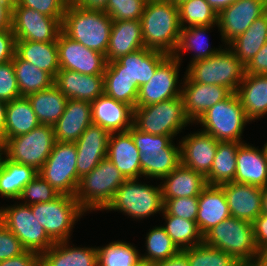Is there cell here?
I'll return each mask as SVG.
<instances>
[{
    "mask_svg": "<svg viewBox=\"0 0 267 266\" xmlns=\"http://www.w3.org/2000/svg\"><path fill=\"white\" fill-rule=\"evenodd\" d=\"M110 133L103 127L89 125L75 142L77 150V176L90 173L103 159L107 157L108 139Z\"/></svg>",
    "mask_w": 267,
    "mask_h": 266,
    "instance_id": "obj_21",
    "label": "cell"
},
{
    "mask_svg": "<svg viewBox=\"0 0 267 266\" xmlns=\"http://www.w3.org/2000/svg\"><path fill=\"white\" fill-rule=\"evenodd\" d=\"M262 213H267V186L262 191Z\"/></svg>",
    "mask_w": 267,
    "mask_h": 266,
    "instance_id": "obj_63",
    "label": "cell"
},
{
    "mask_svg": "<svg viewBox=\"0 0 267 266\" xmlns=\"http://www.w3.org/2000/svg\"><path fill=\"white\" fill-rule=\"evenodd\" d=\"M264 150H265V152H266V155H267V142H266V144H264Z\"/></svg>",
    "mask_w": 267,
    "mask_h": 266,
    "instance_id": "obj_69",
    "label": "cell"
},
{
    "mask_svg": "<svg viewBox=\"0 0 267 266\" xmlns=\"http://www.w3.org/2000/svg\"><path fill=\"white\" fill-rule=\"evenodd\" d=\"M225 49L189 64L186 76L192 82L224 86L236 92L243 81L245 66L229 47Z\"/></svg>",
    "mask_w": 267,
    "mask_h": 266,
    "instance_id": "obj_6",
    "label": "cell"
},
{
    "mask_svg": "<svg viewBox=\"0 0 267 266\" xmlns=\"http://www.w3.org/2000/svg\"><path fill=\"white\" fill-rule=\"evenodd\" d=\"M60 69H67L86 75H104L107 60L104 54L86 48L62 31L57 38Z\"/></svg>",
    "mask_w": 267,
    "mask_h": 266,
    "instance_id": "obj_16",
    "label": "cell"
},
{
    "mask_svg": "<svg viewBox=\"0 0 267 266\" xmlns=\"http://www.w3.org/2000/svg\"><path fill=\"white\" fill-rule=\"evenodd\" d=\"M244 142H219L210 169L205 177L207 185L221 186L234 181L236 173V154Z\"/></svg>",
    "mask_w": 267,
    "mask_h": 266,
    "instance_id": "obj_37",
    "label": "cell"
},
{
    "mask_svg": "<svg viewBox=\"0 0 267 266\" xmlns=\"http://www.w3.org/2000/svg\"><path fill=\"white\" fill-rule=\"evenodd\" d=\"M112 23L104 10L84 9L69 2L61 28L69 38L105 55Z\"/></svg>",
    "mask_w": 267,
    "mask_h": 266,
    "instance_id": "obj_2",
    "label": "cell"
},
{
    "mask_svg": "<svg viewBox=\"0 0 267 266\" xmlns=\"http://www.w3.org/2000/svg\"><path fill=\"white\" fill-rule=\"evenodd\" d=\"M41 125L54 126L62 116L67 97L53 84L51 87L26 96Z\"/></svg>",
    "mask_w": 267,
    "mask_h": 266,
    "instance_id": "obj_34",
    "label": "cell"
},
{
    "mask_svg": "<svg viewBox=\"0 0 267 266\" xmlns=\"http://www.w3.org/2000/svg\"><path fill=\"white\" fill-rule=\"evenodd\" d=\"M126 180L116 166L105 158L80 178L74 197L85 212L105 210Z\"/></svg>",
    "mask_w": 267,
    "mask_h": 266,
    "instance_id": "obj_4",
    "label": "cell"
},
{
    "mask_svg": "<svg viewBox=\"0 0 267 266\" xmlns=\"http://www.w3.org/2000/svg\"><path fill=\"white\" fill-rule=\"evenodd\" d=\"M62 19H55L28 7L12 6L11 29L16 40L57 41Z\"/></svg>",
    "mask_w": 267,
    "mask_h": 266,
    "instance_id": "obj_14",
    "label": "cell"
},
{
    "mask_svg": "<svg viewBox=\"0 0 267 266\" xmlns=\"http://www.w3.org/2000/svg\"><path fill=\"white\" fill-rule=\"evenodd\" d=\"M184 79V85L181 86V97L184 111L191 123L198 121L209 108L232 94L224 86L192 82L186 75Z\"/></svg>",
    "mask_w": 267,
    "mask_h": 266,
    "instance_id": "obj_19",
    "label": "cell"
},
{
    "mask_svg": "<svg viewBox=\"0 0 267 266\" xmlns=\"http://www.w3.org/2000/svg\"><path fill=\"white\" fill-rule=\"evenodd\" d=\"M213 26L214 25H204L181 28L178 44L172 56L180 61L182 60L181 52L189 50L196 51L195 55H193L194 57L190 61L191 64L218 53L221 49L209 48L207 40L204 39L206 32ZM204 40H206V42H204Z\"/></svg>",
    "mask_w": 267,
    "mask_h": 266,
    "instance_id": "obj_40",
    "label": "cell"
},
{
    "mask_svg": "<svg viewBox=\"0 0 267 266\" xmlns=\"http://www.w3.org/2000/svg\"><path fill=\"white\" fill-rule=\"evenodd\" d=\"M173 4H175L176 6H179L181 3H184L186 1L189 0H170Z\"/></svg>",
    "mask_w": 267,
    "mask_h": 266,
    "instance_id": "obj_66",
    "label": "cell"
},
{
    "mask_svg": "<svg viewBox=\"0 0 267 266\" xmlns=\"http://www.w3.org/2000/svg\"><path fill=\"white\" fill-rule=\"evenodd\" d=\"M126 179H139L141 175L140 152L132 135L127 132L110 133L107 157Z\"/></svg>",
    "mask_w": 267,
    "mask_h": 266,
    "instance_id": "obj_25",
    "label": "cell"
},
{
    "mask_svg": "<svg viewBox=\"0 0 267 266\" xmlns=\"http://www.w3.org/2000/svg\"><path fill=\"white\" fill-rule=\"evenodd\" d=\"M140 152L141 175L162 180L180 163V146L172 143L168 135L142 132L134 125L128 130Z\"/></svg>",
    "mask_w": 267,
    "mask_h": 266,
    "instance_id": "obj_3",
    "label": "cell"
},
{
    "mask_svg": "<svg viewBox=\"0 0 267 266\" xmlns=\"http://www.w3.org/2000/svg\"><path fill=\"white\" fill-rule=\"evenodd\" d=\"M220 187L225 193L231 217L252 223L261 215L263 188L236 182Z\"/></svg>",
    "mask_w": 267,
    "mask_h": 266,
    "instance_id": "obj_23",
    "label": "cell"
},
{
    "mask_svg": "<svg viewBox=\"0 0 267 266\" xmlns=\"http://www.w3.org/2000/svg\"><path fill=\"white\" fill-rule=\"evenodd\" d=\"M7 103L0 100V140L5 142V119Z\"/></svg>",
    "mask_w": 267,
    "mask_h": 266,
    "instance_id": "obj_61",
    "label": "cell"
},
{
    "mask_svg": "<svg viewBox=\"0 0 267 266\" xmlns=\"http://www.w3.org/2000/svg\"><path fill=\"white\" fill-rule=\"evenodd\" d=\"M12 6L3 0H0V31L12 30Z\"/></svg>",
    "mask_w": 267,
    "mask_h": 266,
    "instance_id": "obj_57",
    "label": "cell"
},
{
    "mask_svg": "<svg viewBox=\"0 0 267 266\" xmlns=\"http://www.w3.org/2000/svg\"><path fill=\"white\" fill-rule=\"evenodd\" d=\"M253 266H267V256L264 253H260L252 262Z\"/></svg>",
    "mask_w": 267,
    "mask_h": 266,
    "instance_id": "obj_62",
    "label": "cell"
},
{
    "mask_svg": "<svg viewBox=\"0 0 267 266\" xmlns=\"http://www.w3.org/2000/svg\"><path fill=\"white\" fill-rule=\"evenodd\" d=\"M146 248L148 253L142 255L141 260L153 264L167 260L180 251L162 226L154 227L147 233Z\"/></svg>",
    "mask_w": 267,
    "mask_h": 266,
    "instance_id": "obj_43",
    "label": "cell"
},
{
    "mask_svg": "<svg viewBox=\"0 0 267 266\" xmlns=\"http://www.w3.org/2000/svg\"><path fill=\"white\" fill-rule=\"evenodd\" d=\"M68 242H55L41 255V266H97V247H70Z\"/></svg>",
    "mask_w": 267,
    "mask_h": 266,
    "instance_id": "obj_33",
    "label": "cell"
},
{
    "mask_svg": "<svg viewBox=\"0 0 267 266\" xmlns=\"http://www.w3.org/2000/svg\"><path fill=\"white\" fill-rule=\"evenodd\" d=\"M245 73L267 75V43L263 45L254 58L245 66Z\"/></svg>",
    "mask_w": 267,
    "mask_h": 266,
    "instance_id": "obj_55",
    "label": "cell"
},
{
    "mask_svg": "<svg viewBox=\"0 0 267 266\" xmlns=\"http://www.w3.org/2000/svg\"><path fill=\"white\" fill-rule=\"evenodd\" d=\"M16 51V39L12 30L0 31V64L11 61Z\"/></svg>",
    "mask_w": 267,
    "mask_h": 266,
    "instance_id": "obj_53",
    "label": "cell"
},
{
    "mask_svg": "<svg viewBox=\"0 0 267 266\" xmlns=\"http://www.w3.org/2000/svg\"><path fill=\"white\" fill-rule=\"evenodd\" d=\"M211 8L218 14L220 11L233 4L237 0H205Z\"/></svg>",
    "mask_w": 267,
    "mask_h": 266,
    "instance_id": "obj_60",
    "label": "cell"
},
{
    "mask_svg": "<svg viewBox=\"0 0 267 266\" xmlns=\"http://www.w3.org/2000/svg\"><path fill=\"white\" fill-rule=\"evenodd\" d=\"M0 266H41V255L25 251L19 256L0 261Z\"/></svg>",
    "mask_w": 267,
    "mask_h": 266,
    "instance_id": "obj_56",
    "label": "cell"
},
{
    "mask_svg": "<svg viewBox=\"0 0 267 266\" xmlns=\"http://www.w3.org/2000/svg\"><path fill=\"white\" fill-rule=\"evenodd\" d=\"M197 227L202 235L231 217L227 199L220 186L207 185L198 197Z\"/></svg>",
    "mask_w": 267,
    "mask_h": 266,
    "instance_id": "obj_28",
    "label": "cell"
},
{
    "mask_svg": "<svg viewBox=\"0 0 267 266\" xmlns=\"http://www.w3.org/2000/svg\"><path fill=\"white\" fill-rule=\"evenodd\" d=\"M236 173L233 182L255 185L261 188L267 186V155L262 150L242 143L236 154Z\"/></svg>",
    "mask_w": 267,
    "mask_h": 266,
    "instance_id": "obj_27",
    "label": "cell"
},
{
    "mask_svg": "<svg viewBox=\"0 0 267 266\" xmlns=\"http://www.w3.org/2000/svg\"><path fill=\"white\" fill-rule=\"evenodd\" d=\"M202 125L203 132L212 135L219 142H243L241 136L246 123L251 122L236 94L209 108L196 121Z\"/></svg>",
    "mask_w": 267,
    "mask_h": 266,
    "instance_id": "obj_8",
    "label": "cell"
},
{
    "mask_svg": "<svg viewBox=\"0 0 267 266\" xmlns=\"http://www.w3.org/2000/svg\"><path fill=\"white\" fill-rule=\"evenodd\" d=\"M178 10L181 28L217 24L218 14L205 0L186 1L178 6Z\"/></svg>",
    "mask_w": 267,
    "mask_h": 266,
    "instance_id": "obj_44",
    "label": "cell"
},
{
    "mask_svg": "<svg viewBox=\"0 0 267 266\" xmlns=\"http://www.w3.org/2000/svg\"><path fill=\"white\" fill-rule=\"evenodd\" d=\"M267 41V12L253 21L250 27L234 38L229 49L246 66ZM231 47V48H230Z\"/></svg>",
    "mask_w": 267,
    "mask_h": 266,
    "instance_id": "obj_35",
    "label": "cell"
},
{
    "mask_svg": "<svg viewBox=\"0 0 267 266\" xmlns=\"http://www.w3.org/2000/svg\"><path fill=\"white\" fill-rule=\"evenodd\" d=\"M3 154L5 155V143L4 141L0 140V167L4 159V157H2Z\"/></svg>",
    "mask_w": 267,
    "mask_h": 266,
    "instance_id": "obj_64",
    "label": "cell"
},
{
    "mask_svg": "<svg viewBox=\"0 0 267 266\" xmlns=\"http://www.w3.org/2000/svg\"><path fill=\"white\" fill-rule=\"evenodd\" d=\"M56 140L53 126L39 125L32 131L7 139L6 158L39 171L52 152Z\"/></svg>",
    "mask_w": 267,
    "mask_h": 266,
    "instance_id": "obj_10",
    "label": "cell"
},
{
    "mask_svg": "<svg viewBox=\"0 0 267 266\" xmlns=\"http://www.w3.org/2000/svg\"><path fill=\"white\" fill-rule=\"evenodd\" d=\"M76 166L75 143L56 141L51 154L38 171V175L60 194L75 196L80 181Z\"/></svg>",
    "mask_w": 267,
    "mask_h": 266,
    "instance_id": "obj_13",
    "label": "cell"
},
{
    "mask_svg": "<svg viewBox=\"0 0 267 266\" xmlns=\"http://www.w3.org/2000/svg\"><path fill=\"white\" fill-rule=\"evenodd\" d=\"M166 225L162 226L180 251L203 243L196 221H189L162 211Z\"/></svg>",
    "mask_w": 267,
    "mask_h": 266,
    "instance_id": "obj_41",
    "label": "cell"
},
{
    "mask_svg": "<svg viewBox=\"0 0 267 266\" xmlns=\"http://www.w3.org/2000/svg\"><path fill=\"white\" fill-rule=\"evenodd\" d=\"M15 53L22 60L48 72L54 79L60 70L57 41L16 40Z\"/></svg>",
    "mask_w": 267,
    "mask_h": 266,
    "instance_id": "obj_32",
    "label": "cell"
},
{
    "mask_svg": "<svg viewBox=\"0 0 267 266\" xmlns=\"http://www.w3.org/2000/svg\"><path fill=\"white\" fill-rule=\"evenodd\" d=\"M33 215L54 242L69 241L75 221L84 210L74 196L60 194L52 201L30 206Z\"/></svg>",
    "mask_w": 267,
    "mask_h": 266,
    "instance_id": "obj_9",
    "label": "cell"
},
{
    "mask_svg": "<svg viewBox=\"0 0 267 266\" xmlns=\"http://www.w3.org/2000/svg\"><path fill=\"white\" fill-rule=\"evenodd\" d=\"M40 125L26 96L7 103L5 119V141L32 131Z\"/></svg>",
    "mask_w": 267,
    "mask_h": 266,
    "instance_id": "obj_36",
    "label": "cell"
},
{
    "mask_svg": "<svg viewBox=\"0 0 267 266\" xmlns=\"http://www.w3.org/2000/svg\"><path fill=\"white\" fill-rule=\"evenodd\" d=\"M189 266H237L239 263L228 253L202 243L182 250Z\"/></svg>",
    "mask_w": 267,
    "mask_h": 266,
    "instance_id": "obj_45",
    "label": "cell"
},
{
    "mask_svg": "<svg viewBox=\"0 0 267 266\" xmlns=\"http://www.w3.org/2000/svg\"><path fill=\"white\" fill-rule=\"evenodd\" d=\"M0 223L20 240L26 251L42 255L55 244L35 218L29 205L20 203L1 207Z\"/></svg>",
    "mask_w": 267,
    "mask_h": 266,
    "instance_id": "obj_12",
    "label": "cell"
},
{
    "mask_svg": "<svg viewBox=\"0 0 267 266\" xmlns=\"http://www.w3.org/2000/svg\"><path fill=\"white\" fill-rule=\"evenodd\" d=\"M267 12V0H237L218 13L217 26L224 44L244 33Z\"/></svg>",
    "mask_w": 267,
    "mask_h": 266,
    "instance_id": "obj_17",
    "label": "cell"
},
{
    "mask_svg": "<svg viewBox=\"0 0 267 266\" xmlns=\"http://www.w3.org/2000/svg\"><path fill=\"white\" fill-rule=\"evenodd\" d=\"M203 243L230 254L238 263H251L260 254L252 223L234 217L207 231Z\"/></svg>",
    "mask_w": 267,
    "mask_h": 266,
    "instance_id": "obj_5",
    "label": "cell"
},
{
    "mask_svg": "<svg viewBox=\"0 0 267 266\" xmlns=\"http://www.w3.org/2000/svg\"><path fill=\"white\" fill-rule=\"evenodd\" d=\"M198 208V197H179L164 202V210L169 215L189 221H196Z\"/></svg>",
    "mask_w": 267,
    "mask_h": 266,
    "instance_id": "obj_49",
    "label": "cell"
},
{
    "mask_svg": "<svg viewBox=\"0 0 267 266\" xmlns=\"http://www.w3.org/2000/svg\"><path fill=\"white\" fill-rule=\"evenodd\" d=\"M140 22L144 47L173 55L181 32L178 6L170 0H147Z\"/></svg>",
    "mask_w": 267,
    "mask_h": 266,
    "instance_id": "obj_1",
    "label": "cell"
},
{
    "mask_svg": "<svg viewBox=\"0 0 267 266\" xmlns=\"http://www.w3.org/2000/svg\"><path fill=\"white\" fill-rule=\"evenodd\" d=\"M136 266H155V264L141 260Z\"/></svg>",
    "mask_w": 267,
    "mask_h": 266,
    "instance_id": "obj_65",
    "label": "cell"
},
{
    "mask_svg": "<svg viewBox=\"0 0 267 266\" xmlns=\"http://www.w3.org/2000/svg\"><path fill=\"white\" fill-rule=\"evenodd\" d=\"M91 124V102L68 99L62 116L53 126L55 140L75 143Z\"/></svg>",
    "mask_w": 267,
    "mask_h": 266,
    "instance_id": "obj_26",
    "label": "cell"
},
{
    "mask_svg": "<svg viewBox=\"0 0 267 266\" xmlns=\"http://www.w3.org/2000/svg\"><path fill=\"white\" fill-rule=\"evenodd\" d=\"M144 48L140 20L113 21L105 57L107 63Z\"/></svg>",
    "mask_w": 267,
    "mask_h": 266,
    "instance_id": "obj_29",
    "label": "cell"
},
{
    "mask_svg": "<svg viewBox=\"0 0 267 266\" xmlns=\"http://www.w3.org/2000/svg\"><path fill=\"white\" fill-rule=\"evenodd\" d=\"M109 0H72L75 6L84 9L104 10Z\"/></svg>",
    "mask_w": 267,
    "mask_h": 266,
    "instance_id": "obj_59",
    "label": "cell"
},
{
    "mask_svg": "<svg viewBox=\"0 0 267 266\" xmlns=\"http://www.w3.org/2000/svg\"><path fill=\"white\" fill-rule=\"evenodd\" d=\"M21 97L13 60L0 64V100L6 103Z\"/></svg>",
    "mask_w": 267,
    "mask_h": 266,
    "instance_id": "obj_50",
    "label": "cell"
},
{
    "mask_svg": "<svg viewBox=\"0 0 267 266\" xmlns=\"http://www.w3.org/2000/svg\"><path fill=\"white\" fill-rule=\"evenodd\" d=\"M25 251L20 240L0 223V261L19 256Z\"/></svg>",
    "mask_w": 267,
    "mask_h": 266,
    "instance_id": "obj_52",
    "label": "cell"
},
{
    "mask_svg": "<svg viewBox=\"0 0 267 266\" xmlns=\"http://www.w3.org/2000/svg\"><path fill=\"white\" fill-rule=\"evenodd\" d=\"M161 186L163 202L179 197H199L207 186L206 178L181 163L168 175L162 178Z\"/></svg>",
    "mask_w": 267,
    "mask_h": 266,
    "instance_id": "obj_30",
    "label": "cell"
},
{
    "mask_svg": "<svg viewBox=\"0 0 267 266\" xmlns=\"http://www.w3.org/2000/svg\"><path fill=\"white\" fill-rule=\"evenodd\" d=\"M168 56L166 53L144 47L107 65L117 74V77H127L139 89L154 76L157 67Z\"/></svg>",
    "mask_w": 267,
    "mask_h": 266,
    "instance_id": "obj_18",
    "label": "cell"
},
{
    "mask_svg": "<svg viewBox=\"0 0 267 266\" xmlns=\"http://www.w3.org/2000/svg\"><path fill=\"white\" fill-rule=\"evenodd\" d=\"M37 175L38 171L33 167L5 157L0 167V195L18 200L23 188Z\"/></svg>",
    "mask_w": 267,
    "mask_h": 266,
    "instance_id": "obj_38",
    "label": "cell"
},
{
    "mask_svg": "<svg viewBox=\"0 0 267 266\" xmlns=\"http://www.w3.org/2000/svg\"><path fill=\"white\" fill-rule=\"evenodd\" d=\"M59 195L46 180L37 175L23 188L18 200L25 199L24 204L31 206L52 201Z\"/></svg>",
    "mask_w": 267,
    "mask_h": 266,
    "instance_id": "obj_48",
    "label": "cell"
},
{
    "mask_svg": "<svg viewBox=\"0 0 267 266\" xmlns=\"http://www.w3.org/2000/svg\"><path fill=\"white\" fill-rule=\"evenodd\" d=\"M182 97L134 108L133 125L142 132L174 138L190 124Z\"/></svg>",
    "mask_w": 267,
    "mask_h": 266,
    "instance_id": "obj_7",
    "label": "cell"
},
{
    "mask_svg": "<svg viewBox=\"0 0 267 266\" xmlns=\"http://www.w3.org/2000/svg\"><path fill=\"white\" fill-rule=\"evenodd\" d=\"M254 239L260 253L267 250V213H261L253 222Z\"/></svg>",
    "mask_w": 267,
    "mask_h": 266,
    "instance_id": "obj_54",
    "label": "cell"
},
{
    "mask_svg": "<svg viewBox=\"0 0 267 266\" xmlns=\"http://www.w3.org/2000/svg\"><path fill=\"white\" fill-rule=\"evenodd\" d=\"M237 266H253L251 263H239Z\"/></svg>",
    "mask_w": 267,
    "mask_h": 266,
    "instance_id": "obj_68",
    "label": "cell"
},
{
    "mask_svg": "<svg viewBox=\"0 0 267 266\" xmlns=\"http://www.w3.org/2000/svg\"><path fill=\"white\" fill-rule=\"evenodd\" d=\"M138 179H127L117 189L105 210L125 213L132 218L142 219L164 210L161 186L141 184Z\"/></svg>",
    "mask_w": 267,
    "mask_h": 266,
    "instance_id": "obj_11",
    "label": "cell"
},
{
    "mask_svg": "<svg viewBox=\"0 0 267 266\" xmlns=\"http://www.w3.org/2000/svg\"><path fill=\"white\" fill-rule=\"evenodd\" d=\"M12 60L21 96L42 91L54 84V78L48 72L22 60L16 53Z\"/></svg>",
    "mask_w": 267,
    "mask_h": 266,
    "instance_id": "obj_39",
    "label": "cell"
},
{
    "mask_svg": "<svg viewBox=\"0 0 267 266\" xmlns=\"http://www.w3.org/2000/svg\"><path fill=\"white\" fill-rule=\"evenodd\" d=\"M5 2H8L11 6H13L17 0H3Z\"/></svg>",
    "mask_w": 267,
    "mask_h": 266,
    "instance_id": "obj_67",
    "label": "cell"
},
{
    "mask_svg": "<svg viewBox=\"0 0 267 266\" xmlns=\"http://www.w3.org/2000/svg\"><path fill=\"white\" fill-rule=\"evenodd\" d=\"M155 266H189V263L187 255L183 251H179L167 260L156 263Z\"/></svg>",
    "mask_w": 267,
    "mask_h": 266,
    "instance_id": "obj_58",
    "label": "cell"
},
{
    "mask_svg": "<svg viewBox=\"0 0 267 266\" xmlns=\"http://www.w3.org/2000/svg\"><path fill=\"white\" fill-rule=\"evenodd\" d=\"M104 94L121 102L136 107L138 88L127 77L117 74L107 65L104 72Z\"/></svg>",
    "mask_w": 267,
    "mask_h": 266,
    "instance_id": "obj_46",
    "label": "cell"
},
{
    "mask_svg": "<svg viewBox=\"0 0 267 266\" xmlns=\"http://www.w3.org/2000/svg\"><path fill=\"white\" fill-rule=\"evenodd\" d=\"M92 124L109 133L127 132L133 126L134 108L105 94L91 102Z\"/></svg>",
    "mask_w": 267,
    "mask_h": 266,
    "instance_id": "obj_22",
    "label": "cell"
},
{
    "mask_svg": "<svg viewBox=\"0 0 267 266\" xmlns=\"http://www.w3.org/2000/svg\"><path fill=\"white\" fill-rule=\"evenodd\" d=\"M219 141L203 131L189 134L179 141L181 164L206 177L217 151Z\"/></svg>",
    "mask_w": 267,
    "mask_h": 266,
    "instance_id": "obj_20",
    "label": "cell"
},
{
    "mask_svg": "<svg viewBox=\"0 0 267 266\" xmlns=\"http://www.w3.org/2000/svg\"><path fill=\"white\" fill-rule=\"evenodd\" d=\"M54 84L67 99L92 102L104 94L103 75H86L60 69L54 79Z\"/></svg>",
    "mask_w": 267,
    "mask_h": 266,
    "instance_id": "obj_24",
    "label": "cell"
},
{
    "mask_svg": "<svg viewBox=\"0 0 267 266\" xmlns=\"http://www.w3.org/2000/svg\"><path fill=\"white\" fill-rule=\"evenodd\" d=\"M236 94L250 121L267 114V75L245 73Z\"/></svg>",
    "mask_w": 267,
    "mask_h": 266,
    "instance_id": "obj_31",
    "label": "cell"
},
{
    "mask_svg": "<svg viewBox=\"0 0 267 266\" xmlns=\"http://www.w3.org/2000/svg\"><path fill=\"white\" fill-rule=\"evenodd\" d=\"M147 0H109L104 11L113 21L140 20Z\"/></svg>",
    "mask_w": 267,
    "mask_h": 266,
    "instance_id": "obj_47",
    "label": "cell"
},
{
    "mask_svg": "<svg viewBox=\"0 0 267 266\" xmlns=\"http://www.w3.org/2000/svg\"><path fill=\"white\" fill-rule=\"evenodd\" d=\"M69 0H17L22 7H28L55 19H63Z\"/></svg>",
    "mask_w": 267,
    "mask_h": 266,
    "instance_id": "obj_51",
    "label": "cell"
},
{
    "mask_svg": "<svg viewBox=\"0 0 267 266\" xmlns=\"http://www.w3.org/2000/svg\"><path fill=\"white\" fill-rule=\"evenodd\" d=\"M180 62L169 55L156 69L154 76L138 89L136 107L147 106L181 96L177 87Z\"/></svg>",
    "mask_w": 267,
    "mask_h": 266,
    "instance_id": "obj_15",
    "label": "cell"
},
{
    "mask_svg": "<svg viewBox=\"0 0 267 266\" xmlns=\"http://www.w3.org/2000/svg\"><path fill=\"white\" fill-rule=\"evenodd\" d=\"M140 261V254L131 243L114 241L97 248V266H136Z\"/></svg>",
    "mask_w": 267,
    "mask_h": 266,
    "instance_id": "obj_42",
    "label": "cell"
}]
</instances>
